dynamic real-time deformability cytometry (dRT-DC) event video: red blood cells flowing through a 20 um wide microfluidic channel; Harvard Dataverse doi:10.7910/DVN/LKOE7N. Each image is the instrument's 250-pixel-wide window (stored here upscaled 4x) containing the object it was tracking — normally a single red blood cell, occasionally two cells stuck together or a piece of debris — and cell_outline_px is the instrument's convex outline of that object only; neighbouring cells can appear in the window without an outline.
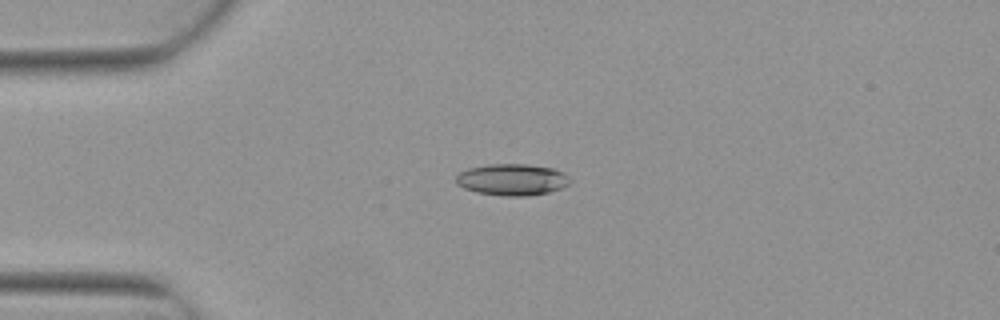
{"species": "Egyptian fruit bat (a non-hibernating species)", "species_latin": "Rousettus aegyptiacus", "temperature_condition": "warm", "stored_images_in_passage": 5, "segment_of_instrument_passage": [1, 2], "camera_frame_rate_fps": 3000, "um_per_image_px": 0.085, "animal": {"sex": "female"}, "frame": {"image": 1, "passage_image": 3, "time_ms": 0.667, "image_size_px": [1000, 320], "cell_outline_px": [[572, 180], [568, 184], [560, 188], [548, 192], [528, 196], [504, 196], [476, 192], [464, 188], [456, 184], [456, 176], [460, 172], [468, 168], [488, 164], [528, 164], [552, 168], [564, 172]], "centroid_in_image_um": [43.52, 15.26], "position_along_channel_um": 41.5, "area_um2": 21.04}}